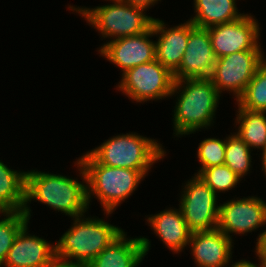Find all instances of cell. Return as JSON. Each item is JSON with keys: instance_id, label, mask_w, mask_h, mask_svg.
I'll use <instances>...</instances> for the list:
<instances>
[{"instance_id": "cell-1", "label": "cell", "mask_w": 266, "mask_h": 267, "mask_svg": "<svg viewBox=\"0 0 266 267\" xmlns=\"http://www.w3.org/2000/svg\"><path fill=\"white\" fill-rule=\"evenodd\" d=\"M79 174L83 181L79 182L62 174H51L41 171L26 172L25 205L23 213L30 220L31 209L29 202L36 200L51 209L60 211L71 218L84 215L89 208L87 200V177L85 169L76 160Z\"/></svg>"}, {"instance_id": "cell-2", "label": "cell", "mask_w": 266, "mask_h": 267, "mask_svg": "<svg viewBox=\"0 0 266 267\" xmlns=\"http://www.w3.org/2000/svg\"><path fill=\"white\" fill-rule=\"evenodd\" d=\"M173 95H177L172 120L175 137L212 126L221 95L210 78L175 80Z\"/></svg>"}, {"instance_id": "cell-3", "label": "cell", "mask_w": 266, "mask_h": 267, "mask_svg": "<svg viewBox=\"0 0 266 267\" xmlns=\"http://www.w3.org/2000/svg\"><path fill=\"white\" fill-rule=\"evenodd\" d=\"M79 160L86 172L88 204L95 195L107 216L137 190L149 172L99 164L88 152Z\"/></svg>"}, {"instance_id": "cell-4", "label": "cell", "mask_w": 266, "mask_h": 267, "mask_svg": "<svg viewBox=\"0 0 266 267\" xmlns=\"http://www.w3.org/2000/svg\"><path fill=\"white\" fill-rule=\"evenodd\" d=\"M70 227L56 242V257L88 265L124 230L98 217H74Z\"/></svg>"}, {"instance_id": "cell-5", "label": "cell", "mask_w": 266, "mask_h": 267, "mask_svg": "<svg viewBox=\"0 0 266 267\" xmlns=\"http://www.w3.org/2000/svg\"><path fill=\"white\" fill-rule=\"evenodd\" d=\"M157 142L138 133H122L107 139L88 153L99 164L106 166L151 170V167L167 153Z\"/></svg>"}, {"instance_id": "cell-6", "label": "cell", "mask_w": 266, "mask_h": 267, "mask_svg": "<svg viewBox=\"0 0 266 267\" xmlns=\"http://www.w3.org/2000/svg\"><path fill=\"white\" fill-rule=\"evenodd\" d=\"M112 4L96 6L94 8H67L86 19L87 23L97 29L102 38L117 39L138 35L152 27L154 18L145 14V10L131 6L121 0H111Z\"/></svg>"}, {"instance_id": "cell-7", "label": "cell", "mask_w": 266, "mask_h": 267, "mask_svg": "<svg viewBox=\"0 0 266 267\" xmlns=\"http://www.w3.org/2000/svg\"><path fill=\"white\" fill-rule=\"evenodd\" d=\"M173 85V74L155 59L128 69L116 89L136 103H144L170 97Z\"/></svg>"}, {"instance_id": "cell-8", "label": "cell", "mask_w": 266, "mask_h": 267, "mask_svg": "<svg viewBox=\"0 0 266 267\" xmlns=\"http://www.w3.org/2000/svg\"><path fill=\"white\" fill-rule=\"evenodd\" d=\"M185 184L178 205L190 231L216 229L219 220L218 194L197 175Z\"/></svg>"}, {"instance_id": "cell-9", "label": "cell", "mask_w": 266, "mask_h": 267, "mask_svg": "<svg viewBox=\"0 0 266 267\" xmlns=\"http://www.w3.org/2000/svg\"><path fill=\"white\" fill-rule=\"evenodd\" d=\"M265 57L263 50H246L218 58L210 79L220 94L230 91L237 101Z\"/></svg>"}, {"instance_id": "cell-10", "label": "cell", "mask_w": 266, "mask_h": 267, "mask_svg": "<svg viewBox=\"0 0 266 267\" xmlns=\"http://www.w3.org/2000/svg\"><path fill=\"white\" fill-rule=\"evenodd\" d=\"M251 14H244L232 22L208 29L216 58L246 50H262L259 42L260 25Z\"/></svg>"}, {"instance_id": "cell-11", "label": "cell", "mask_w": 266, "mask_h": 267, "mask_svg": "<svg viewBox=\"0 0 266 267\" xmlns=\"http://www.w3.org/2000/svg\"><path fill=\"white\" fill-rule=\"evenodd\" d=\"M266 225V202L250 196L219 203L217 228L233 240L230 234H245Z\"/></svg>"}, {"instance_id": "cell-12", "label": "cell", "mask_w": 266, "mask_h": 267, "mask_svg": "<svg viewBox=\"0 0 266 267\" xmlns=\"http://www.w3.org/2000/svg\"><path fill=\"white\" fill-rule=\"evenodd\" d=\"M153 36L155 35L151 27L148 31L138 35L108 41L102 44L98 52L109 62L118 66L123 74L128 69L156 59V43L150 40Z\"/></svg>"}, {"instance_id": "cell-13", "label": "cell", "mask_w": 266, "mask_h": 267, "mask_svg": "<svg viewBox=\"0 0 266 267\" xmlns=\"http://www.w3.org/2000/svg\"><path fill=\"white\" fill-rule=\"evenodd\" d=\"M209 31L196 27L189 20V39L179 68L173 73L175 80L210 78L216 63Z\"/></svg>"}, {"instance_id": "cell-14", "label": "cell", "mask_w": 266, "mask_h": 267, "mask_svg": "<svg viewBox=\"0 0 266 267\" xmlns=\"http://www.w3.org/2000/svg\"><path fill=\"white\" fill-rule=\"evenodd\" d=\"M232 241L216 228L193 232L188 246L192 247L191 253L197 267H228L234 248Z\"/></svg>"}, {"instance_id": "cell-15", "label": "cell", "mask_w": 266, "mask_h": 267, "mask_svg": "<svg viewBox=\"0 0 266 267\" xmlns=\"http://www.w3.org/2000/svg\"><path fill=\"white\" fill-rule=\"evenodd\" d=\"M28 223L17 234L2 267H43L56 256V246L29 234Z\"/></svg>"}, {"instance_id": "cell-16", "label": "cell", "mask_w": 266, "mask_h": 267, "mask_svg": "<svg viewBox=\"0 0 266 267\" xmlns=\"http://www.w3.org/2000/svg\"><path fill=\"white\" fill-rule=\"evenodd\" d=\"M123 231L87 267H138L148 254L151 242L145 237L129 238Z\"/></svg>"}, {"instance_id": "cell-17", "label": "cell", "mask_w": 266, "mask_h": 267, "mask_svg": "<svg viewBox=\"0 0 266 267\" xmlns=\"http://www.w3.org/2000/svg\"><path fill=\"white\" fill-rule=\"evenodd\" d=\"M154 18L152 27L158 36L156 43V60L172 74L179 68L189 39V20L174 27Z\"/></svg>"}, {"instance_id": "cell-18", "label": "cell", "mask_w": 266, "mask_h": 267, "mask_svg": "<svg viewBox=\"0 0 266 267\" xmlns=\"http://www.w3.org/2000/svg\"><path fill=\"white\" fill-rule=\"evenodd\" d=\"M148 226L158 238L174 253H180L190 241L192 232L179 209H166L146 218Z\"/></svg>"}, {"instance_id": "cell-19", "label": "cell", "mask_w": 266, "mask_h": 267, "mask_svg": "<svg viewBox=\"0 0 266 267\" xmlns=\"http://www.w3.org/2000/svg\"><path fill=\"white\" fill-rule=\"evenodd\" d=\"M236 0H194L195 16L189 20L199 28L232 22L241 18Z\"/></svg>"}, {"instance_id": "cell-20", "label": "cell", "mask_w": 266, "mask_h": 267, "mask_svg": "<svg viewBox=\"0 0 266 267\" xmlns=\"http://www.w3.org/2000/svg\"><path fill=\"white\" fill-rule=\"evenodd\" d=\"M26 171L10 169L0 160V212L23 211Z\"/></svg>"}, {"instance_id": "cell-21", "label": "cell", "mask_w": 266, "mask_h": 267, "mask_svg": "<svg viewBox=\"0 0 266 267\" xmlns=\"http://www.w3.org/2000/svg\"><path fill=\"white\" fill-rule=\"evenodd\" d=\"M235 132L249 147L263 151L266 148V112L251 111L238 105Z\"/></svg>"}, {"instance_id": "cell-22", "label": "cell", "mask_w": 266, "mask_h": 267, "mask_svg": "<svg viewBox=\"0 0 266 267\" xmlns=\"http://www.w3.org/2000/svg\"><path fill=\"white\" fill-rule=\"evenodd\" d=\"M236 102L241 108L266 112V59L260 64Z\"/></svg>"}, {"instance_id": "cell-23", "label": "cell", "mask_w": 266, "mask_h": 267, "mask_svg": "<svg viewBox=\"0 0 266 267\" xmlns=\"http://www.w3.org/2000/svg\"><path fill=\"white\" fill-rule=\"evenodd\" d=\"M251 157L250 147L236 133L226 137L224 164L240 178L250 172Z\"/></svg>"}, {"instance_id": "cell-24", "label": "cell", "mask_w": 266, "mask_h": 267, "mask_svg": "<svg viewBox=\"0 0 266 267\" xmlns=\"http://www.w3.org/2000/svg\"><path fill=\"white\" fill-rule=\"evenodd\" d=\"M0 214L5 217L0 220V267H2L17 234L30 221L23 211H5Z\"/></svg>"}, {"instance_id": "cell-25", "label": "cell", "mask_w": 266, "mask_h": 267, "mask_svg": "<svg viewBox=\"0 0 266 267\" xmlns=\"http://www.w3.org/2000/svg\"><path fill=\"white\" fill-rule=\"evenodd\" d=\"M194 175H197L216 194L232 190L242 179L225 164L198 170Z\"/></svg>"}, {"instance_id": "cell-26", "label": "cell", "mask_w": 266, "mask_h": 267, "mask_svg": "<svg viewBox=\"0 0 266 267\" xmlns=\"http://www.w3.org/2000/svg\"><path fill=\"white\" fill-rule=\"evenodd\" d=\"M226 138H205L199 143L197 157L201 167L199 170L217 165H223L225 160Z\"/></svg>"}, {"instance_id": "cell-27", "label": "cell", "mask_w": 266, "mask_h": 267, "mask_svg": "<svg viewBox=\"0 0 266 267\" xmlns=\"http://www.w3.org/2000/svg\"><path fill=\"white\" fill-rule=\"evenodd\" d=\"M43 267H87L84 264L72 262L59 257H54Z\"/></svg>"}, {"instance_id": "cell-28", "label": "cell", "mask_w": 266, "mask_h": 267, "mask_svg": "<svg viewBox=\"0 0 266 267\" xmlns=\"http://www.w3.org/2000/svg\"><path fill=\"white\" fill-rule=\"evenodd\" d=\"M121 1L126 2L131 6L138 7L147 11L150 6L151 7L152 5L154 6L156 3H158V1L161 0H121Z\"/></svg>"}, {"instance_id": "cell-29", "label": "cell", "mask_w": 266, "mask_h": 267, "mask_svg": "<svg viewBox=\"0 0 266 267\" xmlns=\"http://www.w3.org/2000/svg\"><path fill=\"white\" fill-rule=\"evenodd\" d=\"M258 235L255 251H266V229Z\"/></svg>"}, {"instance_id": "cell-30", "label": "cell", "mask_w": 266, "mask_h": 267, "mask_svg": "<svg viewBox=\"0 0 266 267\" xmlns=\"http://www.w3.org/2000/svg\"><path fill=\"white\" fill-rule=\"evenodd\" d=\"M232 263L233 264L229 267H262L260 262L258 264H255L249 260L246 261L245 259L244 260L242 259L235 263L232 261Z\"/></svg>"}, {"instance_id": "cell-31", "label": "cell", "mask_w": 266, "mask_h": 267, "mask_svg": "<svg viewBox=\"0 0 266 267\" xmlns=\"http://www.w3.org/2000/svg\"><path fill=\"white\" fill-rule=\"evenodd\" d=\"M262 267H266V251H255Z\"/></svg>"}, {"instance_id": "cell-32", "label": "cell", "mask_w": 266, "mask_h": 267, "mask_svg": "<svg viewBox=\"0 0 266 267\" xmlns=\"http://www.w3.org/2000/svg\"><path fill=\"white\" fill-rule=\"evenodd\" d=\"M260 154H262L261 156L262 171H264V174L266 176V148Z\"/></svg>"}]
</instances>
